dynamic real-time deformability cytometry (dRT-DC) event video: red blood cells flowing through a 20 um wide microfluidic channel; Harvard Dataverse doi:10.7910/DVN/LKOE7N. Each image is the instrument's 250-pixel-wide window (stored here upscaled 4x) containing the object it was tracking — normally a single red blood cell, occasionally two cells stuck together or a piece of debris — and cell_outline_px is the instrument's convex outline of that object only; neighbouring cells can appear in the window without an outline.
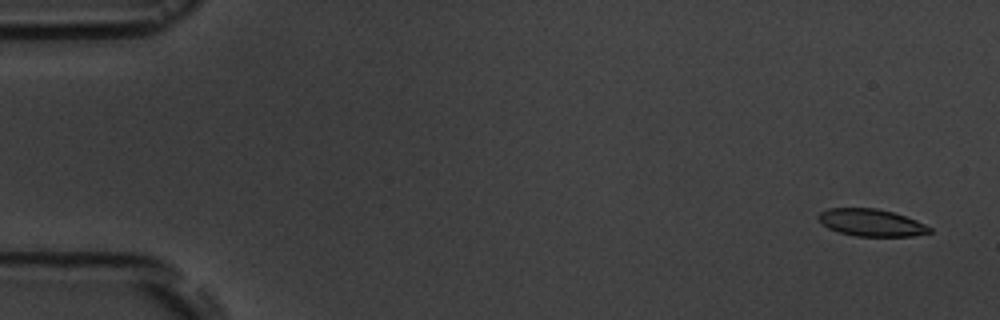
{"species": "common noctule bat (a hibernating species)", "species_latin": "Nyctalus noctula", "temperature_condition": "room temperature", "stored_images_in_passage": 5, "camera_frame_rate_fps": 3000, "um_per_image_px": 0.085, "animal": {"sex": "male", "body_mass_g": 19.5, "forearm_length_mm": 54.6}, "frame": {"image": 1, "passage_image": 1, "time_ms": 0.0, "image_size_px": [1000, 320], "cell_outline_px": [[932, 232], [912, 236], [856, 236], [840, 232], [828, 228], [816, 216], [820, 212], [828, 208], [876, 208], [892, 212], [916, 220], [932, 228]], "centroid_in_image_um": [74.06, 18.92], "position_along_channel_um": 10.9, "area_um2": 17.46}}
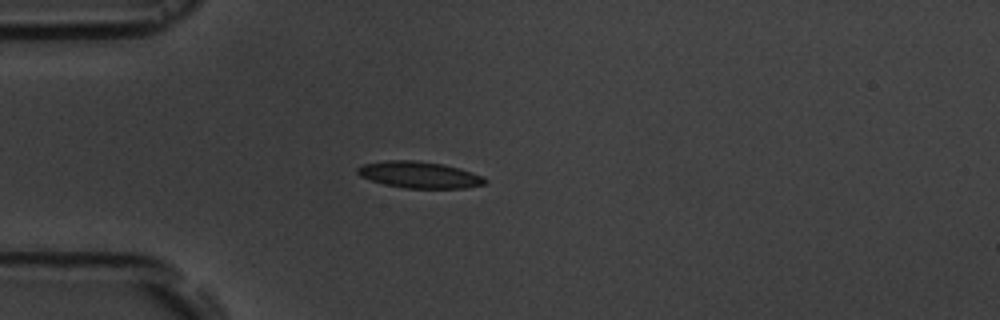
{"frame": {"image": 2, "passage_image": 5, "time_ms": 4.333, "image_size_px": [1000, 320], "cell_outline_px": [[488, 180], [484, 184], [464, 188], [404, 188], [384, 184], [360, 176], [356, 172], [356, 168], [364, 164], [388, 160], [412, 160], [444, 164], [460, 168], [484, 176]], "centroid_in_image_um": [35.66, 14.85], "position_along_channel_um": 49.3, "area_um2": 19.71}}